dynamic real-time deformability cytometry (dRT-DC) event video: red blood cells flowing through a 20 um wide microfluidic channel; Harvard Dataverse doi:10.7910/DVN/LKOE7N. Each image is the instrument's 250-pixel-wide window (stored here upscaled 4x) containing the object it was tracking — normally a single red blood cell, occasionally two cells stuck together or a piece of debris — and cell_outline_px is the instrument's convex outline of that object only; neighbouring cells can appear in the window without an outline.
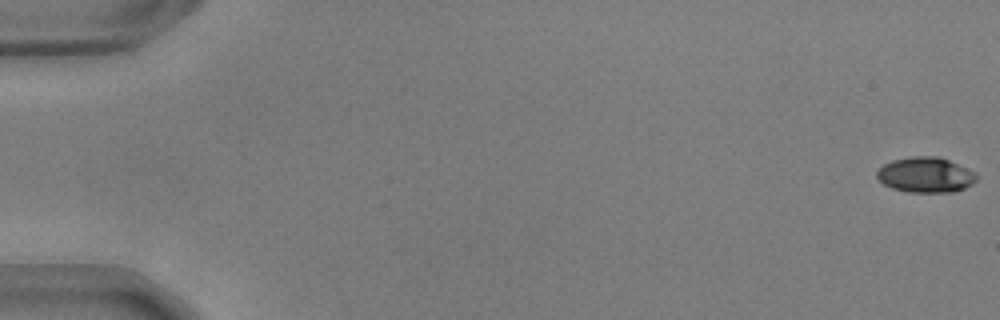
{"species": "common noctule bat (a hibernating species)", "species_latin": "Nyctalus noctula", "temperature_condition": "warm", "stored_images_in_passage": 55, "camera_frame_rate_fps": 3000, "um_per_image_px": 0.085, "animal": {"sex": "male", "body_mass_g": 17.9, "forearm_length_mm": 54.2}, "frame": {"image": 1, "passage_image": 1, "time_ms": 0.0, "image_size_px": [1000, 320], "cell_outline_px": [[976, 180], [972, 184], [964, 188], [952, 192], [908, 192], [892, 188], [884, 184], [876, 176], [876, 172], [884, 164], [892, 160], [912, 156], [940, 156], [976, 172]], "centroid_in_image_um": [78.68, 14.85], "position_along_channel_um": 6.3, "area_um2": 20.52}}
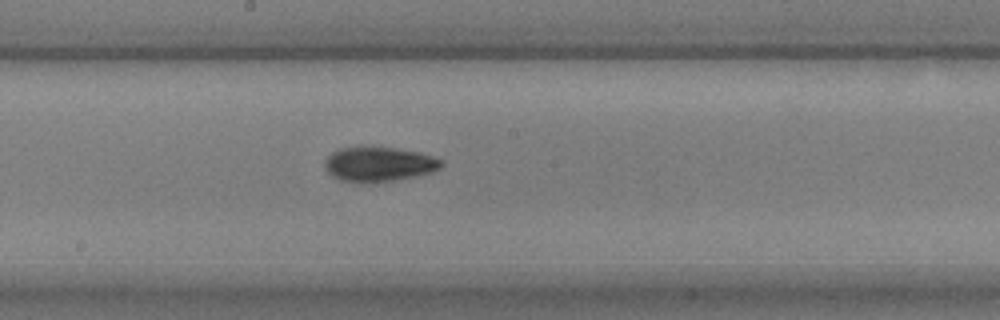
{"frame": {"image": 2, "passage_image": 31, "time_ms": 10.0, "image_size_px": [1000, 320], "cell_outline_px": [[444, 164], [440, 168], [432, 172], [416, 176], [392, 180], [340, 180], [332, 176], [328, 172], [328, 156], [332, 152], [340, 148], [396, 148], [420, 152], [444, 160]], "centroid_in_image_um": [32.32, 13.93], "position_along_channel_um": 215.9, "area_um2": 22.48}}
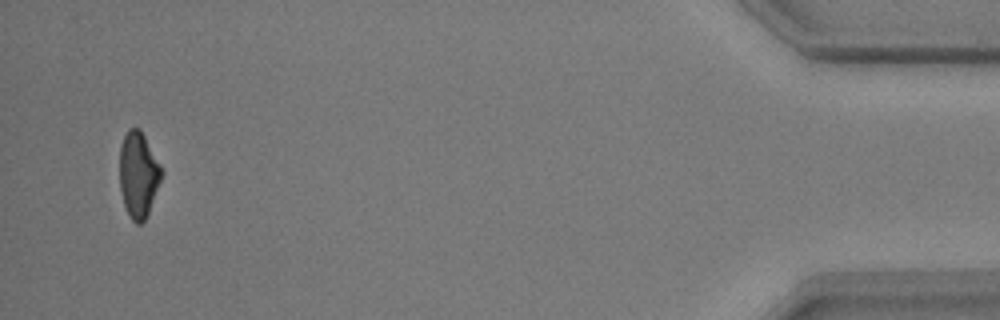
{"frame": {"image": 3, "passage_image": 54, "time_ms": 17.667, "image_size_px": [1000, 320], "cell_outline_px": [[164, 172], [148, 212], [144, 220], [140, 224], [136, 224], [128, 216], [124, 204], [120, 188], [120, 148], [124, 136], [128, 128], [140, 128], [160, 164]], "centroid_in_image_um": [11.76, 14.84], "position_along_channel_um": 423.4, "area_um2": 20.81}}